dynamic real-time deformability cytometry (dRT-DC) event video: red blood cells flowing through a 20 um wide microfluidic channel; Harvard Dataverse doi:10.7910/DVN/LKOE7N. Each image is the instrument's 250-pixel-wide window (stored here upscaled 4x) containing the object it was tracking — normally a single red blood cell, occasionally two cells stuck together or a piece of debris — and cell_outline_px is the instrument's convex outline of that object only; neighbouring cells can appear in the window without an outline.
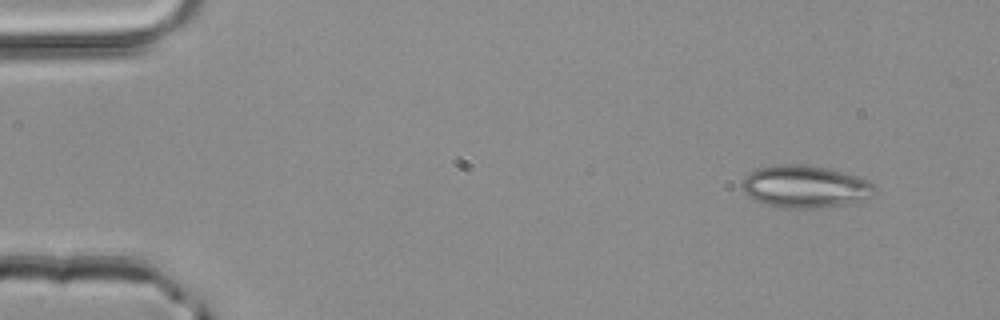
{"species": "common noctule bat (a hibernating species)", "species_latin": "Nyctalus noctula", "temperature_condition": "room temperature", "stored_images_in_passage": 3, "camera_frame_rate_fps": 3000, "um_per_image_px": 0.085, "animal": {"sex": "male", "body_mass_g": 20.4}, "frame": {"image": 1, "passage_image": 1, "time_ms": 0.0, "image_size_px": [1000, 320], "cell_outline_px": [[876, 192], [872, 196], [840, 204], [820, 208], [784, 208], [764, 204], [748, 196], [744, 192], [744, 176], [760, 168], [788, 164], [796, 164], [824, 168], [840, 172], [868, 180], [876, 188]], "centroid_in_image_um": [68.41, 15.88], "position_along_channel_um": 16.6, "area_um2": 31.79}}